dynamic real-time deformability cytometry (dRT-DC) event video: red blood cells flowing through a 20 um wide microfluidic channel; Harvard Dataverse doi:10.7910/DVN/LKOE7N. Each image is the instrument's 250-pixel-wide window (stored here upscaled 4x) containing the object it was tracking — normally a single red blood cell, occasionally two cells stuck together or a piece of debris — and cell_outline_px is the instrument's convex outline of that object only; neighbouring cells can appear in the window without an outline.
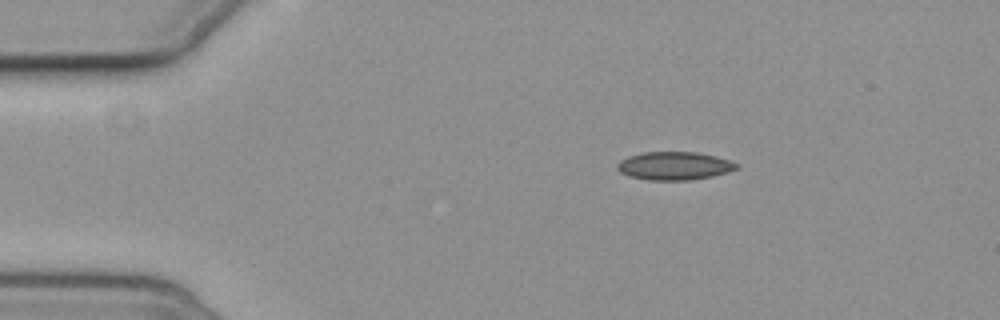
{"species": "common noctule bat (a hibernating species)", "species_latin": "Nyctalus noctula", "temperature_condition": "cold", "stored_images_in_passage": 3, "camera_frame_rate_fps": 3000, "um_per_image_px": 0.085, "animal": {"sex": "female", "body_mass_g": 19.3, "forearm_length_mm": 54.1}, "frame": {"image": 1, "passage_image": 1, "time_ms": 0.0, "image_size_px": [1000, 320], "cell_outline_px": [[740, 168], [728, 172], [712, 176], [688, 180], [648, 180], [628, 176], [620, 172], [616, 168], [616, 164], [620, 160], [628, 156], [644, 152], [696, 152], [716, 156], [740, 164]], "centroid_in_image_um": [57.31, 14.1], "position_along_channel_um": 27.7, "area_um2": 19.71}}